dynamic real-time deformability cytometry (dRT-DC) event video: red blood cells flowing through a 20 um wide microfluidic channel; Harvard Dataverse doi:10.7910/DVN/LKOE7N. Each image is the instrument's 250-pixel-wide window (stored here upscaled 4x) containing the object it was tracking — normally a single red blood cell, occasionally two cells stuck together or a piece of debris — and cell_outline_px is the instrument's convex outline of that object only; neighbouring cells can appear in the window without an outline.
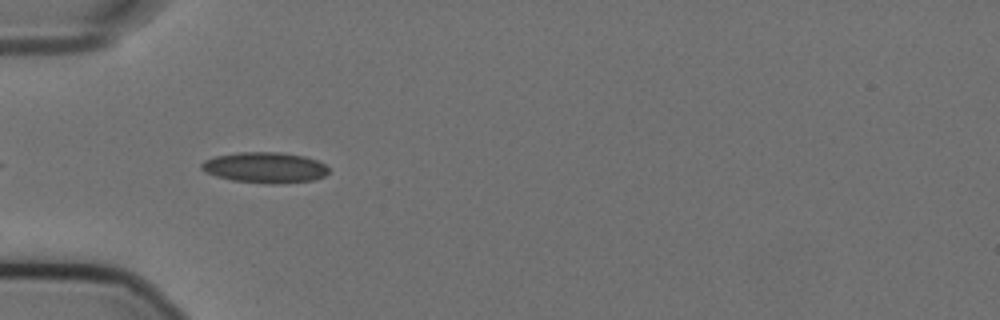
{"species": "Egyptian fruit bat (a non-hibernating species)", "species_latin": "Rousettus aegyptiacus", "temperature_condition": "cold", "stored_images_in_passage": 17, "camera_frame_rate_fps": 3000, "um_per_image_px": 0.085, "animal": {"sex": "female"}, "frame": {"image": 1, "passage_image": 1, "time_ms": 0.0, "image_size_px": [1000, 320], "cell_outline_px": [[328, 172], [324, 176], [312, 180], [272, 184], [232, 180], [216, 176], [204, 172], [200, 168], [200, 164], [204, 160], [216, 156], [236, 152], [280, 152], [304, 156], [316, 160], [324, 164], [328, 168]], "centroid_in_image_um": [22.48, 14.23], "position_along_channel_um": 62.5, "area_um2": 22.72}}
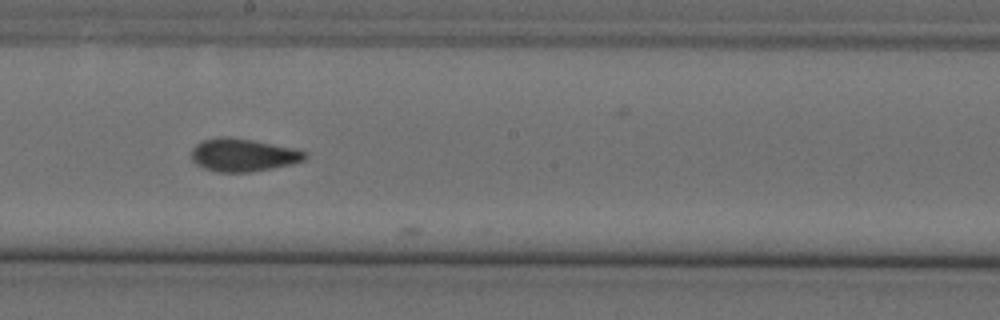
{"frame": {"image": 2, "passage_image": 15, "time_ms": 4.667, "image_size_px": [1000, 320], "cell_outline_px": [[308, 156], [304, 160], [292, 164], [272, 168], [248, 172], [220, 172], [204, 168], [196, 164], [192, 160], [192, 148], [200, 140], [220, 136], [228, 136], [252, 140], [296, 148], [308, 152]], "centroid_in_image_um": [20.67, 13.16], "position_along_channel_um": 227.5, "area_um2": 21.96}}